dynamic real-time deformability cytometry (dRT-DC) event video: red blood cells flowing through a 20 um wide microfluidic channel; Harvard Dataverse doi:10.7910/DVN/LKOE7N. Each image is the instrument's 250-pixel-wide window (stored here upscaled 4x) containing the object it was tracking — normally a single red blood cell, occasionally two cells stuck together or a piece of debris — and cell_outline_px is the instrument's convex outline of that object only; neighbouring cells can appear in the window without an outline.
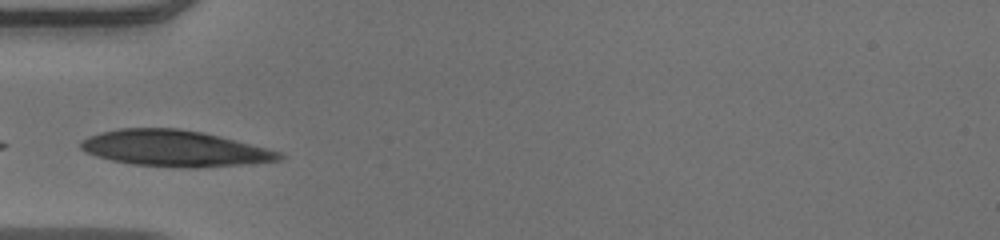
{"species": "human", "species_latin": "Homo sapiens", "temperature_condition": "warm", "stored_images_in_passage": 27, "camera_frame_rate_fps": 3000, "um_per_image_px": 0.085, "donor": {"sex": "male"}, "frame": {"image": 1, "passage_image": 1, "time_ms": 0.0, "image_size_px": [1000, 240], "cell_outline_px": [[284, 156], [280, 160], [240, 164], [196, 168], [188, 168], [132, 164], [112, 160], [96, 156], [84, 152], [80, 148], [80, 140], [88, 136], [100, 132], [120, 128], [180, 128], [204, 132], [280, 152]], "centroid_in_image_um": [14.76, 12.6], "position_along_channel_um": 70.2, "area_um2": 41.56}}
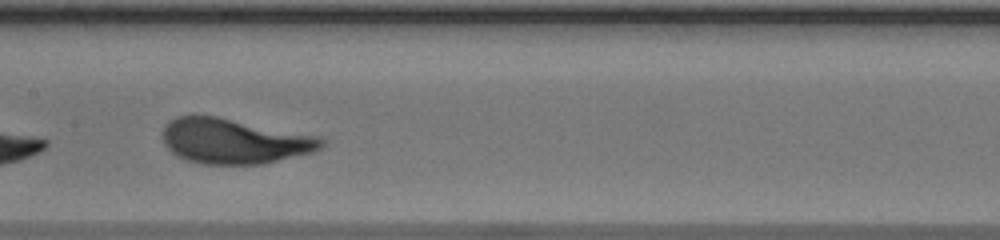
{"frame": {"image": 2, "passage_image": 10, "time_ms": 3.0, "image_size_px": [1000, 240], "cell_outline_px": [[324, 144], [316, 152], [264, 164], [204, 164], [188, 160], [176, 156], [164, 144], [164, 124], [168, 120], [176, 116], [192, 112], [216, 116], [320, 136], [324, 140]], "centroid_in_image_um": [19.89, 11.97], "position_along_channel_um": 187.5, "area_um2": 42.48}}
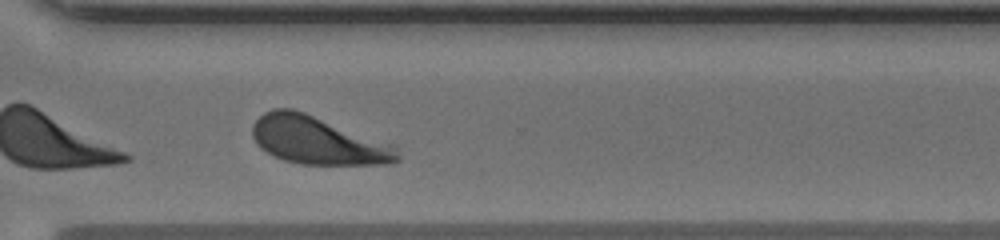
{"frame": {"image": 3, "passage_image": 22, "time_ms": 7.0, "image_size_px": [1000, 240], "cell_outline_px": [[400, 160], [388, 164], [300, 164], [284, 160], [272, 156], [260, 148], [256, 144], [252, 136], [252, 124], [264, 112], [272, 108], [292, 108], [304, 112], [396, 144], [400, 156]], "centroid_in_image_um": [27.03, 11.93], "position_along_channel_um": 343.6, "area_um2": 41.04}, "authors_computed_cell_mechanics": {"area_um2": 40.8068, "velocity_mm_per_s": 3.9047, "shape_relaxation_time_tau1_ms": 2.1453, "shape_relaxation_time_tau2_ms": null, "deformation_change_tau1": 0.1337, "deformation_change_tau2": null}}